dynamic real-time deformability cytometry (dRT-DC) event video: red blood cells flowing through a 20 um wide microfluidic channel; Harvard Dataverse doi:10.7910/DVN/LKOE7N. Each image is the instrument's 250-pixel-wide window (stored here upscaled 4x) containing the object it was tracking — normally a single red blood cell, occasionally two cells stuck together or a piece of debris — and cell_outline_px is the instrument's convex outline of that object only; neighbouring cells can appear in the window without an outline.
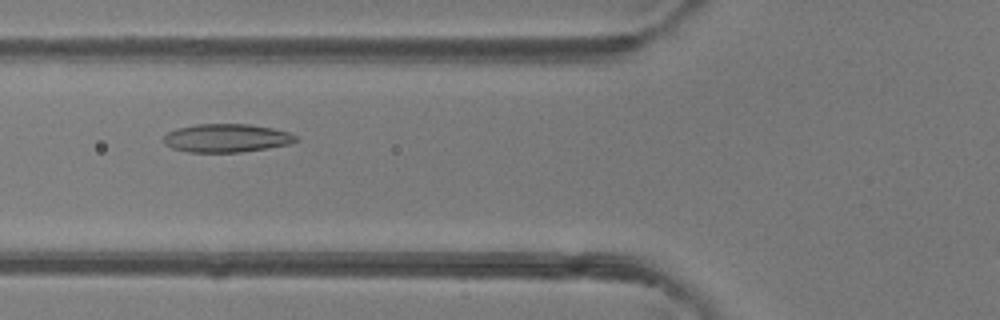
{"species": "common noctule bat (a hibernating species)", "species_latin": "Nyctalus noctula", "temperature_condition": "room temperature", "stored_images_in_passage": 50, "camera_frame_rate_fps": 3000, "um_per_image_px": 0.085, "animal": {"sex": "female"}, "frame": {"image": 1, "passage_image": 19, "time_ms": 6.0, "image_size_px": [1000, 320], "cell_outline_px": [[300, 140], [288, 144], [268, 148], [240, 152], [188, 152], [172, 148], [164, 144], [164, 136], [168, 132], [176, 128], [196, 124], [248, 124], [272, 128], [288, 132], [296, 136]], "centroid_in_image_um": [19.24, 11.73], "position_along_channel_um": 106.6, "area_um2": 21.85}}
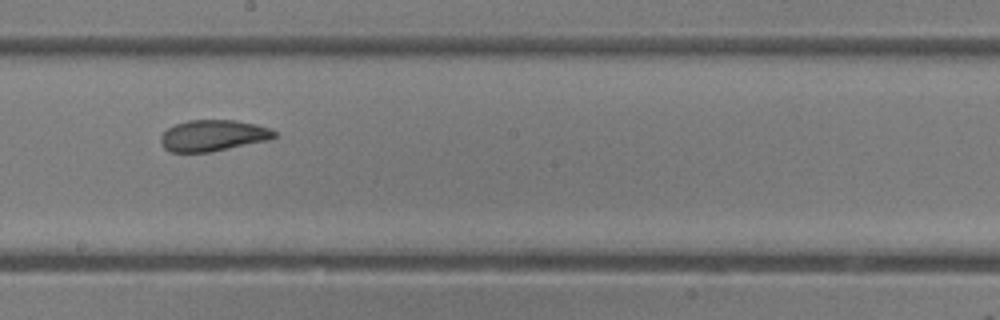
{"frame": {"image": 2, "passage_image": 28, "time_ms": 9.0, "image_size_px": [1000, 320], "cell_outline_px": [[276, 136], [268, 140], [212, 152], [168, 152], [160, 144], [160, 136], [168, 128], [176, 124], [188, 120], [236, 120], [256, 124], [272, 128], [276, 132]], "centroid_in_image_um": [18.1, 11.52], "position_along_channel_um": 230.1, "area_um2": 20.87}}
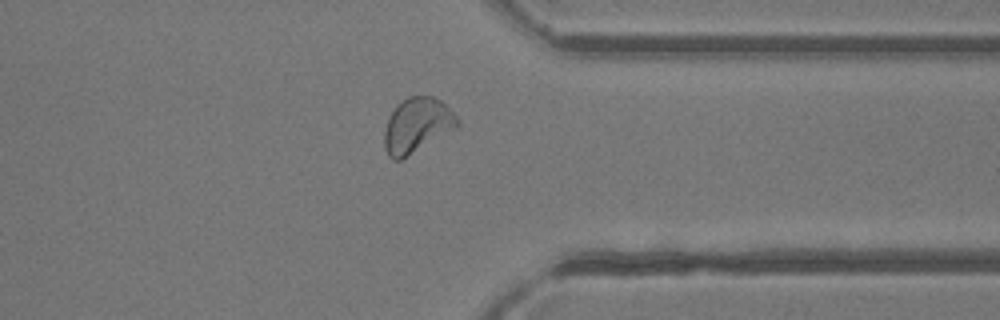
{"frame": {"image": 3, "passage_image": 39, "time_ms": 12.667, "image_size_px": [1000, 320], "cell_outline_px": [[460, 124], [456, 128], [400, 160], [392, 160], [388, 156], [384, 148], [384, 132], [388, 120], [396, 104], [408, 96], [432, 96], [440, 100], [460, 120]], "centroid_in_image_um": [35.43, 10.65], "position_along_channel_um": 376.0, "area_um2": 23.12}, "authors_computed_cell_mechanics": {"area_um2": 23.0333, "velocity_mm_per_s": 4.1079, "shape_relaxation_time_tau1_ms": 3.8517, "shape_relaxation_time_tau2_ms": 1.4856, "deformation_change_tau1": 0.1081, "deformation_change_tau2": 0.0734}}